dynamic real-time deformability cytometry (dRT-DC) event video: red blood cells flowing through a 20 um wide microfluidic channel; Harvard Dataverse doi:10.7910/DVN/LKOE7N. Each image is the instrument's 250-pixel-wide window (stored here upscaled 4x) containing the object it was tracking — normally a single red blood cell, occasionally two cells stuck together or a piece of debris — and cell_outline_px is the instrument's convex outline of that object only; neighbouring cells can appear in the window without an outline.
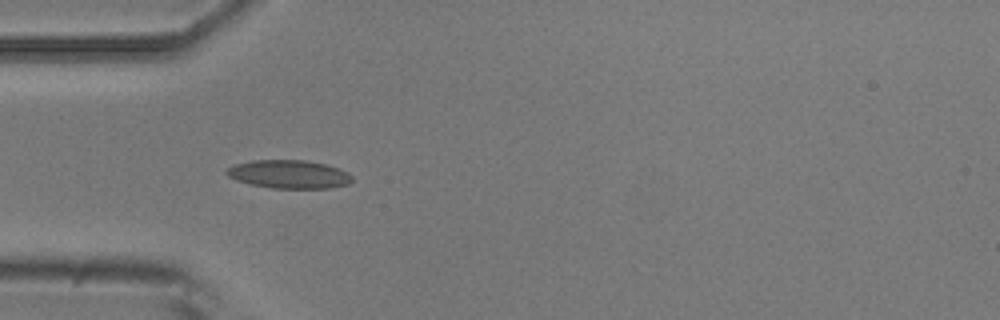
{"species": "common noctule bat (a hibernating species)", "species_latin": "Nyctalus noctula", "temperature_condition": "room temperature", "stored_images_in_passage": 5, "camera_frame_rate_fps": 3000, "um_per_image_px": 0.085, "animal": {"sex": "male", "body_mass_g": 20.5, "forearm_length_mm": 52.5}, "frame": {"image": 1, "passage_image": 4, "time_ms": 4.333, "image_size_px": [1000, 320], "cell_outline_px": [[352, 180], [348, 184], [328, 188], [272, 188], [248, 184], [236, 180], [228, 176], [224, 172], [228, 168], [236, 164], [252, 160], [304, 160], [328, 164], [340, 168], [348, 172], [352, 176]], "centroid_in_image_um": [24.57, 14.81], "position_along_channel_um": 60.4, "area_um2": 20.87}}
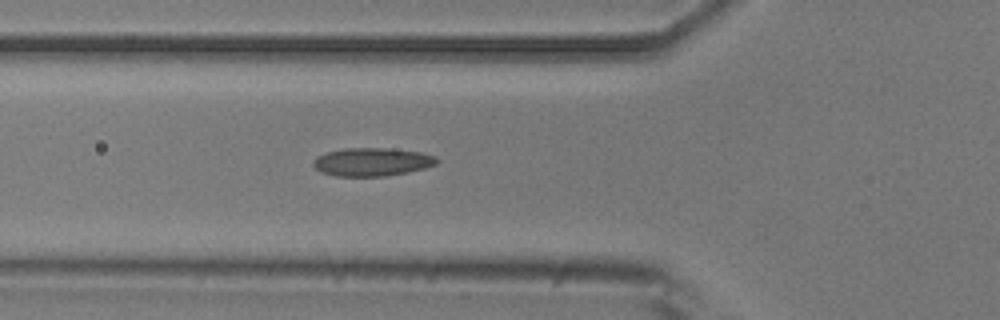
{"frame": {"image": 2, "passage_image": 5, "time_ms": 5.333, "image_size_px": [1000, 320], "cell_outline_px": [[440, 160], [436, 164], [424, 168], [408, 172], [384, 176], [336, 176], [320, 172], [312, 164], [312, 160], [316, 156], [328, 152], [344, 148], [384, 148], [420, 152], [436, 156]], "centroid_in_image_um": [31.61, 13.76], "position_along_channel_um": 94.2, "area_um2": 20.35}}